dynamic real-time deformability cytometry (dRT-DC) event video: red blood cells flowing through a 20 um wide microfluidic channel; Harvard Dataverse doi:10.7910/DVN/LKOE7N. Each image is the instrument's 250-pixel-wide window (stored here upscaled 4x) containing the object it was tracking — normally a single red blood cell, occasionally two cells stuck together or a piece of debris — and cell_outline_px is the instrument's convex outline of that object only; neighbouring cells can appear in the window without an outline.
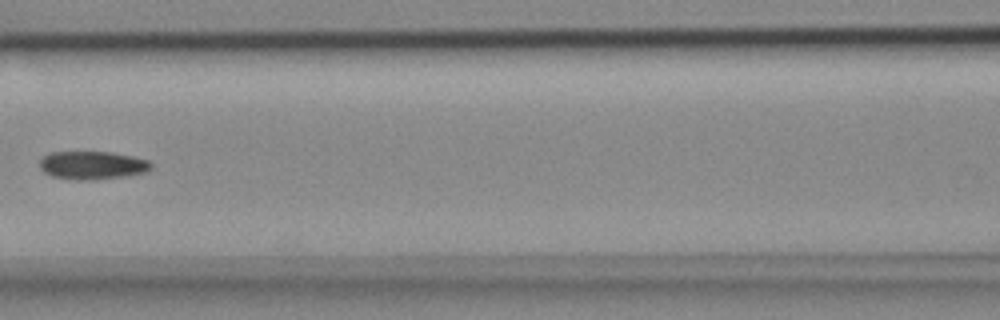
{"species": "common noctule bat (a hibernating species)", "species_latin": "Nyctalus noctula", "temperature_condition": "cold", "stored_images_in_passage": 6, "camera_frame_rate_fps": 3000, "um_per_image_px": 0.085, "animal": {"sex": "female", "body_mass_g": 18.4}, "frame": {"image": 1, "passage_image": 5, "time_ms": 1.333, "image_size_px": [1000, 320], "cell_outline_px": [[152, 168], [148, 172], [128, 176], [88, 180], [72, 180], [52, 176], [44, 172], [40, 168], [40, 156], [52, 152], [112, 152], [132, 156], [148, 160], [152, 164]], "centroid_in_image_um": [7.85, 14.05], "position_along_channel_um": 158.7, "area_um2": 18.55}}
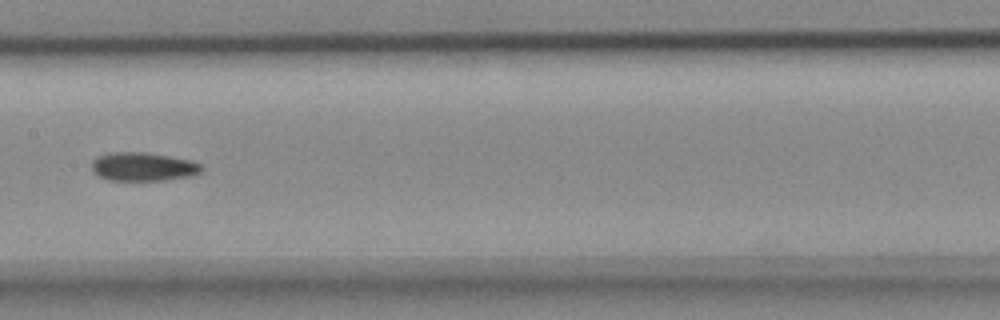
{"frame": {"image": 2, "passage_image": 6, "time_ms": 1.667, "image_size_px": [1000, 320], "cell_outline_px": [[204, 168], [200, 172], [192, 176], [164, 180], [108, 180], [100, 176], [92, 168], [92, 160], [96, 156], [108, 152], [144, 152], [168, 156], [188, 160], [200, 164]], "centroid_in_image_um": [12.15, 14.16], "position_along_channel_um": 195.3, "area_um2": 18.21}}